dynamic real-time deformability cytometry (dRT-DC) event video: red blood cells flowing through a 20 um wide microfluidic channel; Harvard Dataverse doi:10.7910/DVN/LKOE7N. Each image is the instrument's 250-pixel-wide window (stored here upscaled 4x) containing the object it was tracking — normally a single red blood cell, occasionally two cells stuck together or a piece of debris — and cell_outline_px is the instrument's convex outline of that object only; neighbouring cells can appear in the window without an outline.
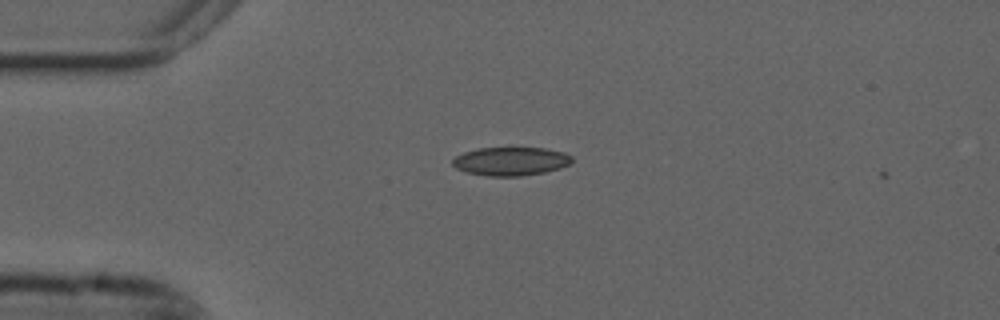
{"species": "common noctule bat (a hibernating species)", "species_latin": "Nyctalus noctula", "temperature_condition": "cold", "stored_images_in_passage": 4, "camera_frame_rate_fps": 3000, "um_per_image_px": 0.085, "animal": {"sex": "male", "forearm_length_mm": 52.5}, "frame": {"image": 1, "passage_image": 1, "time_ms": 0.0, "image_size_px": [1000, 320], "cell_outline_px": [[572, 160], [568, 164], [560, 168], [544, 172], [520, 176], [488, 176], [468, 172], [456, 168], [452, 164], [452, 160], [456, 156], [464, 152], [476, 148], [544, 148], [564, 152], [572, 156]], "centroid_in_image_um": [43.41, 13.7], "position_along_channel_um": 41.6, "area_um2": 19.71}}